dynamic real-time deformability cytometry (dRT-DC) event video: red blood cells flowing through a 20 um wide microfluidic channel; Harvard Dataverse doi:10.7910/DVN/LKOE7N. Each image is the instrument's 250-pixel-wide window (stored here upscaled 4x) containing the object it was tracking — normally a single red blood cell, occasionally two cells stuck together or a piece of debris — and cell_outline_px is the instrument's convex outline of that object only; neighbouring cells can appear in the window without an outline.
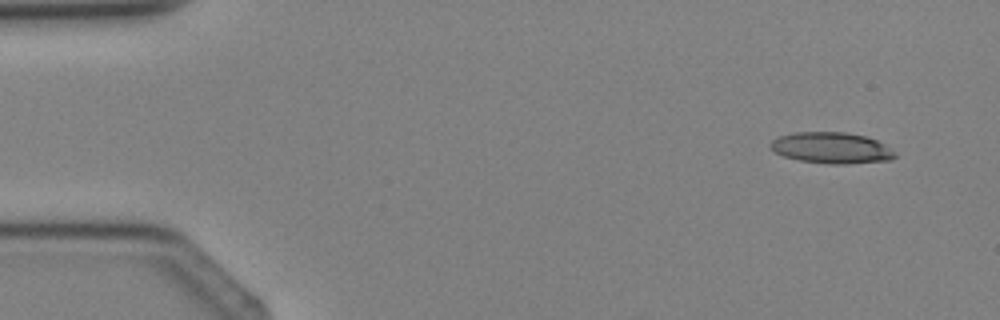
{"species": "Egyptian fruit bat (a non-hibernating species)", "species_latin": "Rousettus aegyptiacus", "temperature_condition": "cold", "stored_images_in_passage": 3, "camera_frame_rate_fps": 3000, "um_per_image_px": 0.085, "animal": {"sex": "female"}, "frame": {"image": 1, "passage_image": 1, "time_ms": 0.0, "image_size_px": [1000, 320], "cell_outline_px": [[896, 156], [892, 160], [848, 164], [832, 164], [800, 160], [784, 156], [776, 152], [768, 144], [772, 140], [780, 136], [792, 132], [848, 132], [864, 136], [876, 140], [884, 144], [896, 152]], "centroid_in_image_um": [70.7, 12.57], "position_along_channel_um": 14.3, "area_um2": 22.6}}